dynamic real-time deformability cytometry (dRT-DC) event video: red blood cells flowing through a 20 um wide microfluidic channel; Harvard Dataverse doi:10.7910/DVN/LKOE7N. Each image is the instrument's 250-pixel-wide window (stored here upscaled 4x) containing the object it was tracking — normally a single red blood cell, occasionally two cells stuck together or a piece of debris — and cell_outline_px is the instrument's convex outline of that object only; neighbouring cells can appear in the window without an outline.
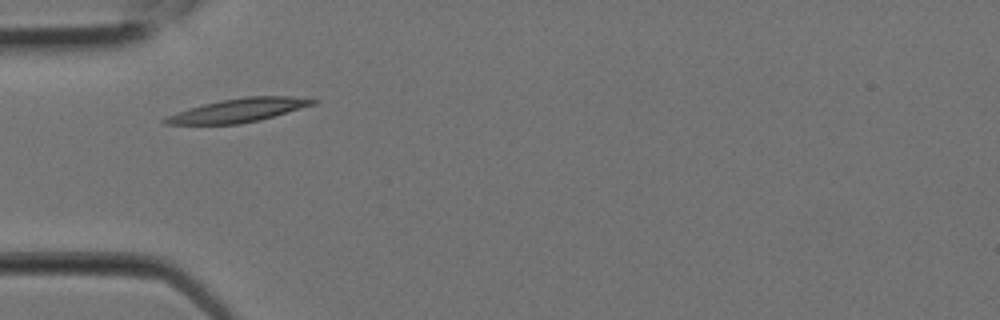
{"species": "Egyptian fruit bat (a non-hibernating species)", "species_latin": "Rousettus aegyptiacus", "temperature_condition": "room temperature", "stored_images_in_passage": 4, "camera_frame_rate_fps": 3000, "um_per_image_px": 0.085, "animal": {"sex": "female"}, "frame": {"image": 1, "passage_image": 4, "time_ms": 1.0, "image_size_px": [1000, 320], "cell_outline_px": [[316, 104], [260, 120], [240, 124], [164, 124], [160, 120], [176, 112], [204, 104], [220, 100], [244, 96], [292, 96], [316, 100]], "centroid_in_image_um": [20.26, 9.37], "position_along_channel_um": 64.7, "area_um2": 20.23}}